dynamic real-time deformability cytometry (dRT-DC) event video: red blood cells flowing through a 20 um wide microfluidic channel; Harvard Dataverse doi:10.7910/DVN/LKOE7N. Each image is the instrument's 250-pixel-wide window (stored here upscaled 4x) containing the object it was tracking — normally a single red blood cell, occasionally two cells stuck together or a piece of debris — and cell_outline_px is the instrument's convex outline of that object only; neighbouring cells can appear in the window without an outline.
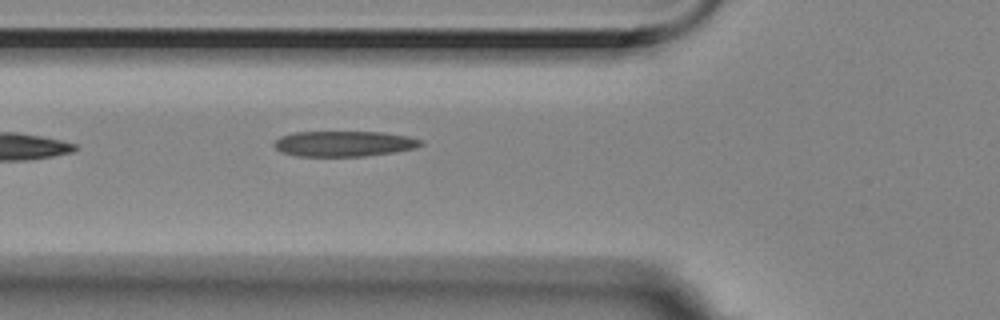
{"species": "Egyptian fruit bat (a non-hibernating species)", "species_latin": "Rousettus aegyptiacus", "temperature_condition": "room temperature", "stored_images_in_passage": 3, "camera_frame_rate_fps": 3000, "um_per_image_px": 0.085, "animal": {"sex": "female"}, "frame": {"image": 1, "passage_image": 3, "time_ms": 0.667, "image_size_px": [1000, 320], "cell_outline_px": [[424, 144], [416, 148], [392, 152], [364, 156], [296, 156], [280, 152], [272, 144], [280, 136], [292, 132], [384, 132], [408, 136], [424, 140]], "centroid_in_image_um": [29.24, 12.21], "position_along_channel_um": 96.6, "area_um2": 21.96}}